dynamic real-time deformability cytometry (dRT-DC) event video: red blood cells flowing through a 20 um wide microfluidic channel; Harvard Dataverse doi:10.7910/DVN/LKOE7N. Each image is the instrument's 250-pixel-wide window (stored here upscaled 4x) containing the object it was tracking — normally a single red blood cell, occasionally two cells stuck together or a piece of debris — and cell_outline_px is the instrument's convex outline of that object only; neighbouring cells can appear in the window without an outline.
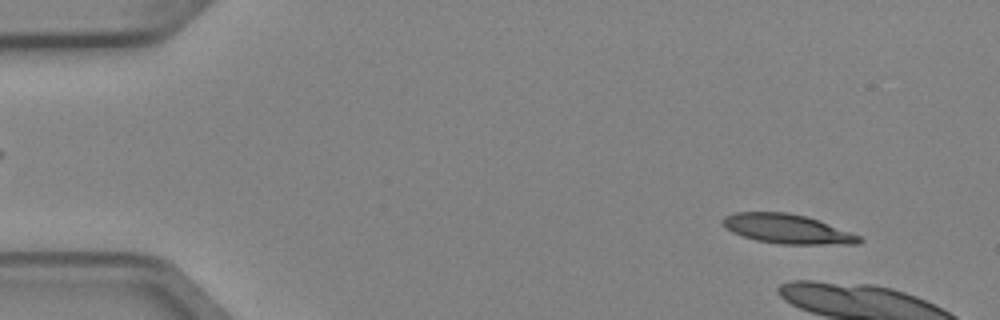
{"species": "Egyptian fruit bat (a non-hibernating species)", "species_latin": "Rousettus aegyptiacus", "temperature_condition": "cold", "stored_images_in_passage": 6, "camera_frame_rate_fps": 3000, "um_per_image_px": 0.085, "animal": {"sex": "female"}, "frame": {"image": 1, "passage_image": 1, "time_ms": 0.0, "image_size_px": [1000, 320], "cell_outline_px": [[864, 240], [860, 244], [780, 244], [756, 240], [732, 232], [720, 220], [724, 216], [736, 212], [788, 212], [804, 216], [816, 220], [860, 236]], "centroid_in_image_um": [66.9, 19.46], "position_along_channel_um": 18.1, "area_um2": 23.0}}
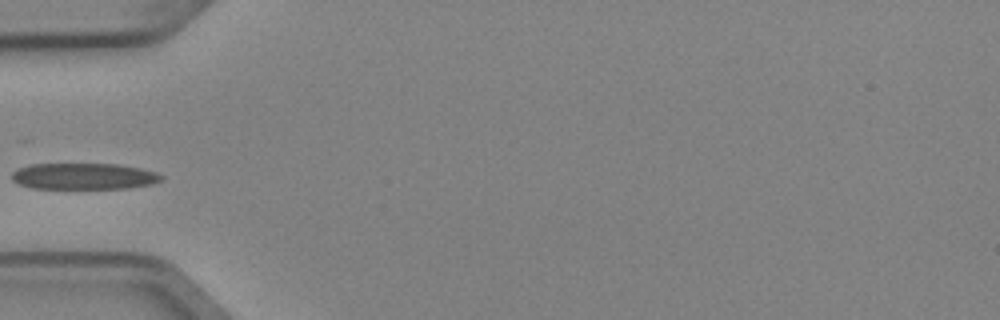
{"frame": {"image": 2, "passage_image": 6, "time_ms": 1.667, "image_size_px": [1000, 320], "cell_outline_px": [[164, 180], [152, 184], [128, 188], [32, 188], [20, 184], [12, 180], [12, 172], [28, 164], [120, 164], [140, 168], [156, 172], [164, 176]], "centroid_in_image_um": [7.17, 14.98], "position_along_channel_um": 77.8, "area_um2": 22.95}}